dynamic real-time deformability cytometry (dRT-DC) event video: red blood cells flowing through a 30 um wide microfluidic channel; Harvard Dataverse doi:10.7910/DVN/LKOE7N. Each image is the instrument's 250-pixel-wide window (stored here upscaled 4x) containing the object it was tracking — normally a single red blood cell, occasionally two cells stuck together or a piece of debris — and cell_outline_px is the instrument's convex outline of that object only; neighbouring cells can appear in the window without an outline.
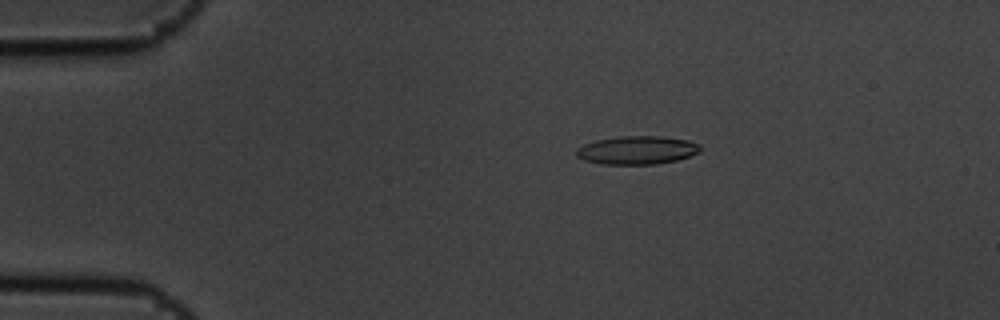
{"species": "common noctule bat (a hibernating species)", "species_latin": "Nyctalus noctula", "temperature_condition": "cold", "stored_images_in_passage": 8, "camera_frame_rate_fps": 3000, "um_per_image_px": 0.085, "animal": {"sex": "male", "body_mass_g": 19.5, "forearm_length_mm": 54.6}, "frame": {"image": 1, "passage_image": 2, "time_ms": 0.333, "image_size_px": [1000, 320], "cell_outline_px": [[700, 152], [676, 160], [656, 164], [600, 164], [584, 160], [576, 156], [576, 148], [584, 144], [596, 140], [620, 136], [660, 136], [688, 140], [700, 144]], "centroid_in_image_um": [54.13, 12.76], "position_along_channel_um": 30.9, "area_um2": 20.46}}
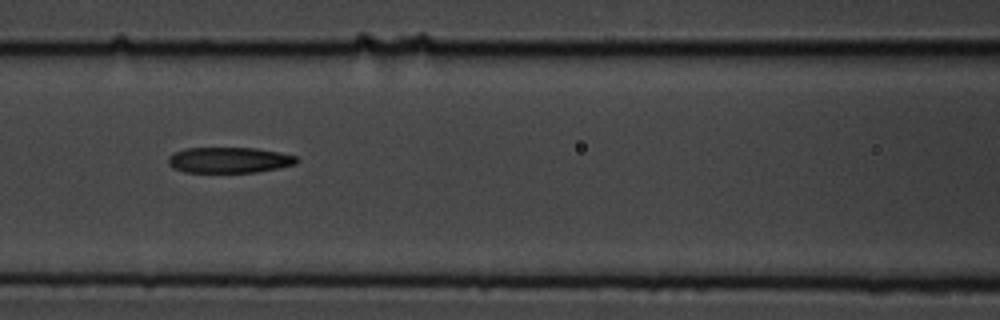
{"frame": {"image": 2, "passage_image": 6, "time_ms": 1.667, "image_size_px": [1000, 320], "cell_outline_px": [[300, 160], [296, 164], [256, 172], [184, 172], [172, 168], [168, 164], [168, 156], [172, 152], [184, 148], [256, 148], [280, 152], [296, 156]], "centroid_in_image_um": [19.44, 13.6], "position_along_channel_um": 147.2, "area_um2": 19.42}}
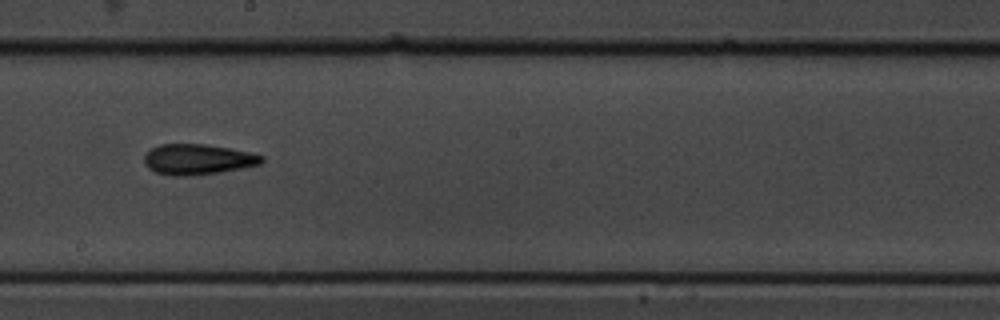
{"frame": {"image": 3, "passage_image": 8, "time_ms": 2.333, "image_size_px": [1000, 320], "cell_outline_px": [[264, 160], [260, 164], [244, 168], [192, 176], [168, 176], [156, 172], [148, 168], [144, 164], [144, 152], [160, 144], [204, 144], [228, 148], [248, 152], [264, 156]], "centroid_in_image_um": [16.76, 13.55], "position_along_channel_um": 231.4, "area_um2": 21.04}}